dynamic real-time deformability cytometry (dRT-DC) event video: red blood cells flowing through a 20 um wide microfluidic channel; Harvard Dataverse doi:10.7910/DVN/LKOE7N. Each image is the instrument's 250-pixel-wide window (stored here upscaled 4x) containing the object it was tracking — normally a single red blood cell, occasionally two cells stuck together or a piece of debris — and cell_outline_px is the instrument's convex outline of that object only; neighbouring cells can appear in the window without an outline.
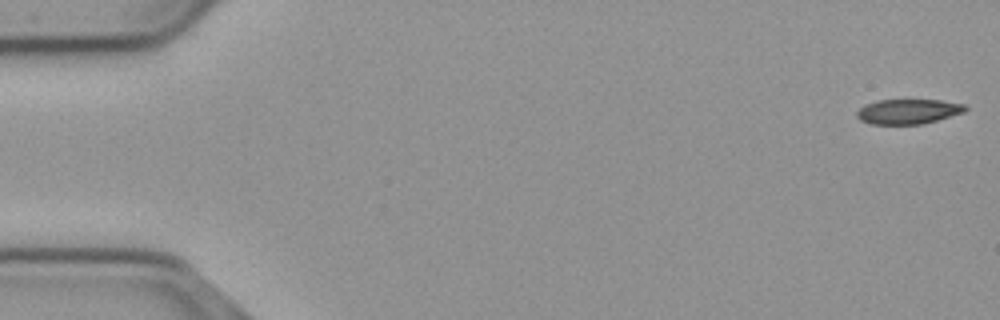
{"species": "common noctule bat (a hibernating species)", "species_latin": "Nyctalus noctula", "temperature_condition": "cold", "stored_images_in_passage": 15, "camera_frame_rate_fps": 3000, "um_per_image_px": 0.085, "animal": {"sex": "male", "body_mass_g": 23.1, "forearm_length_mm": 52.7}, "frame": {"image": 1, "passage_image": 1, "time_ms": 0.0, "image_size_px": [1000, 320], "cell_outline_px": [[968, 108], [964, 112], [924, 124], [872, 124], [860, 120], [856, 116], [856, 112], [864, 104], [880, 100], [940, 100], [964, 104]], "centroid_in_image_um": [77.19, 9.48], "position_along_channel_um": 7.8, "area_um2": 15.72}}
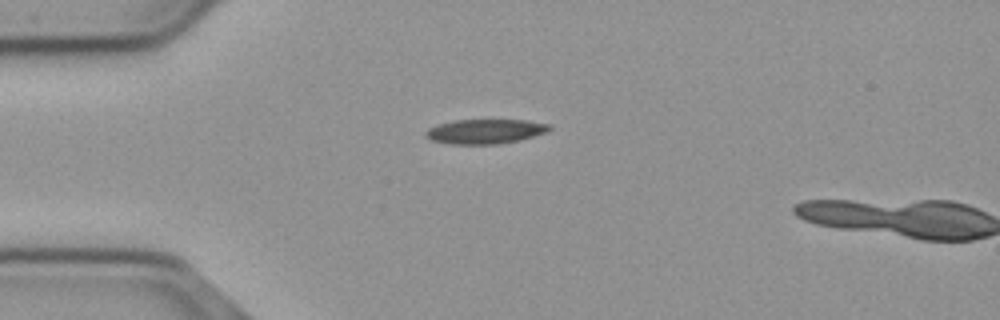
{"frame": {"image": 2, "passage_image": 14, "time_ms": 4.333, "image_size_px": [1000, 320], "cell_outline_px": [[552, 128], [544, 132], [520, 140], [500, 144], [452, 144], [432, 140], [424, 136], [424, 132], [428, 128], [440, 124], [456, 120], [528, 120], [552, 124]], "centroid_in_image_um": [41.25, 11.17], "position_along_channel_um": 43.7, "area_um2": 17.69}}